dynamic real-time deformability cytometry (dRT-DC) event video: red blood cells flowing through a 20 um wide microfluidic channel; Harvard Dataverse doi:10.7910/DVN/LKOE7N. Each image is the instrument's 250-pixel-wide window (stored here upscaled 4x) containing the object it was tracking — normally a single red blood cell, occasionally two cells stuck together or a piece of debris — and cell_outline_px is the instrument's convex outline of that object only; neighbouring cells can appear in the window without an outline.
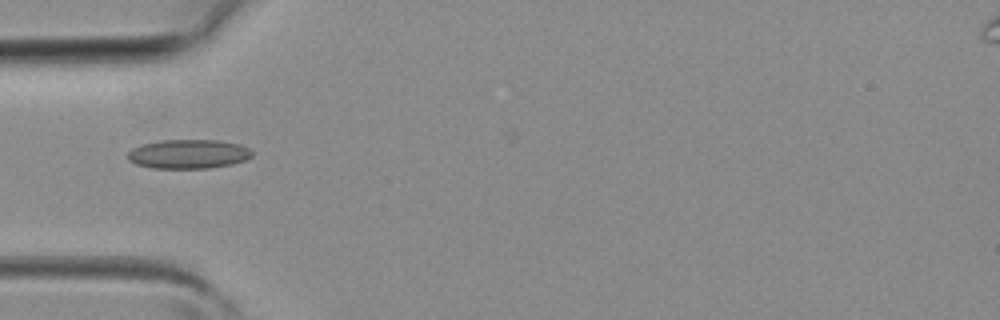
{"species": "common noctule bat (a hibernating species)", "species_latin": "Nyctalus noctula", "temperature_condition": "room temperature", "stored_images_in_passage": 2, "camera_frame_rate_fps": 3000, "um_per_image_px": 0.085, "animal": {"sex": "female", "body_mass_g": 19.3, "forearm_length_mm": 54.1}, "frame": {"image": 1, "passage_image": 2, "time_ms": 0.333, "image_size_px": [1000, 320], "cell_outline_px": [[252, 156], [244, 160], [232, 164], [212, 168], [152, 168], [136, 164], [128, 160], [128, 152], [132, 148], [140, 144], [160, 140], [216, 140], [240, 144], [248, 148], [252, 152]], "centroid_in_image_um": [15.99, 13.09], "position_along_channel_um": 69.0, "area_um2": 21.21}}